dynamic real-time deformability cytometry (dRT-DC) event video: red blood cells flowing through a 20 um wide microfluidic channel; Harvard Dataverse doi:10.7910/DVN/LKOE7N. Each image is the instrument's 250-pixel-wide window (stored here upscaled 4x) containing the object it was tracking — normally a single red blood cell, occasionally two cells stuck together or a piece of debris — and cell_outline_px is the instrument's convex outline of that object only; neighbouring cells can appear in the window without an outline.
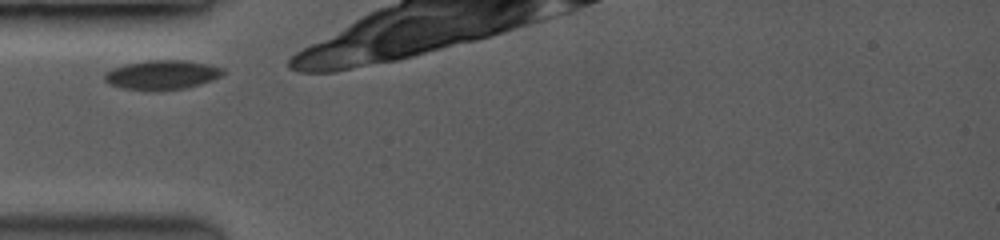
{"species": "common noctule bat (a hibernating species)", "species_latin": "Nyctalus noctula", "temperature_condition": "room temperature", "stored_images_in_passage": 4, "camera_frame_rate_fps": 3500, "um_per_image_px": 0.085, "animal": {"sex": "female", "body_mass_g": 19.0, "forearm_length_mm": 53.3}, "frame": {"image": 1, "passage_image": 1, "time_ms": 0.0, "image_size_px": [1000, 240], "cell_outline_px": [[224, 72], [220, 76], [212, 80], [200, 84], [184, 88], [124, 88], [112, 84], [104, 80], [104, 72], [112, 68], [124, 64], [144, 60], [188, 60], [208, 64], [224, 68]], "centroid_in_image_um": [13.78, 6.3], "position_along_channel_um": 71.2, "area_um2": 19.65}}